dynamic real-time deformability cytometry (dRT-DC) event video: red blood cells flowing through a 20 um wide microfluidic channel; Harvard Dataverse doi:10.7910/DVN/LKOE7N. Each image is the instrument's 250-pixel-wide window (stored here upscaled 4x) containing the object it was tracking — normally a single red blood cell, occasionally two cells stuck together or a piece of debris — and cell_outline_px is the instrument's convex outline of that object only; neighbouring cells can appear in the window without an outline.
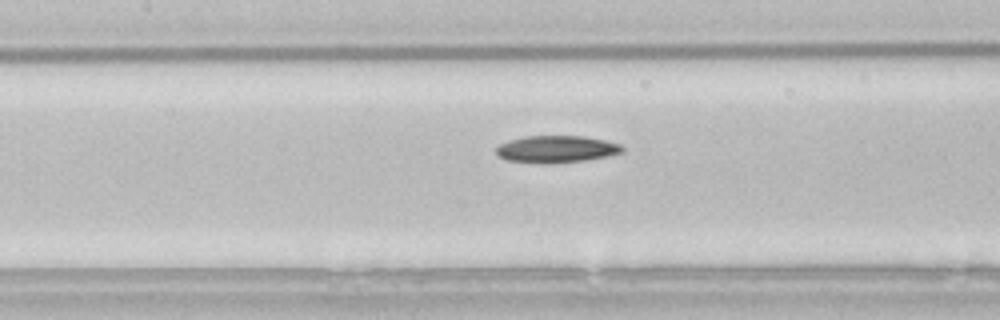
{"species": "common noctule bat (a hibernating species)", "species_latin": "Nyctalus noctula", "temperature_condition": "room temperature", "stored_images_in_passage": 28, "camera_frame_rate_fps": 3000, "um_per_image_px": 0.085, "animal": {"sex": "male", "body_mass_g": 21.5, "forearm_length_mm": 52.0}, "frame": {"image": 1, "passage_image": 9, "time_ms": 2.667, "image_size_px": [1000, 320], "cell_outline_px": [[624, 152], [608, 156], [584, 160], [548, 164], [508, 160], [496, 156], [496, 148], [500, 144], [508, 140], [524, 136], [584, 136], [604, 140], [620, 144], [624, 148]], "centroid_in_image_um": [47.28, 12.67], "position_along_channel_um": 160.1, "area_um2": 19.94}}
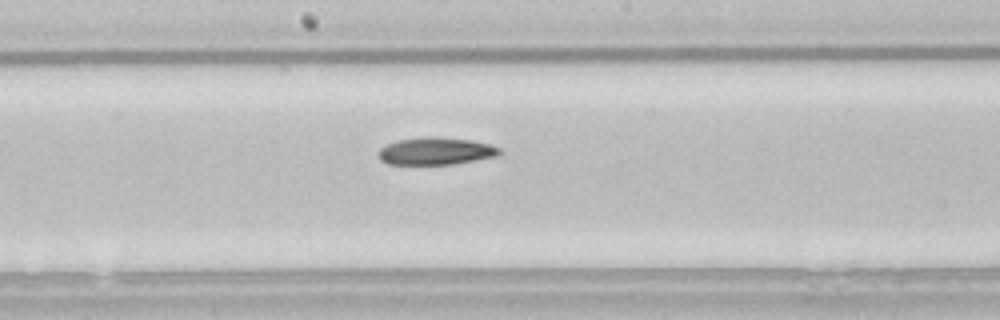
{"frame": {"image": 2, "passage_image": 13, "time_ms": 4.0, "image_size_px": [1000, 320], "cell_outline_px": [[500, 152], [496, 156], [456, 164], [388, 164], [380, 160], [380, 148], [384, 144], [396, 140], [424, 136], [436, 136], [472, 140], [488, 144], [500, 148]], "centroid_in_image_um": [37.01, 12.83], "position_along_channel_um": 211.2, "area_um2": 19.42}}